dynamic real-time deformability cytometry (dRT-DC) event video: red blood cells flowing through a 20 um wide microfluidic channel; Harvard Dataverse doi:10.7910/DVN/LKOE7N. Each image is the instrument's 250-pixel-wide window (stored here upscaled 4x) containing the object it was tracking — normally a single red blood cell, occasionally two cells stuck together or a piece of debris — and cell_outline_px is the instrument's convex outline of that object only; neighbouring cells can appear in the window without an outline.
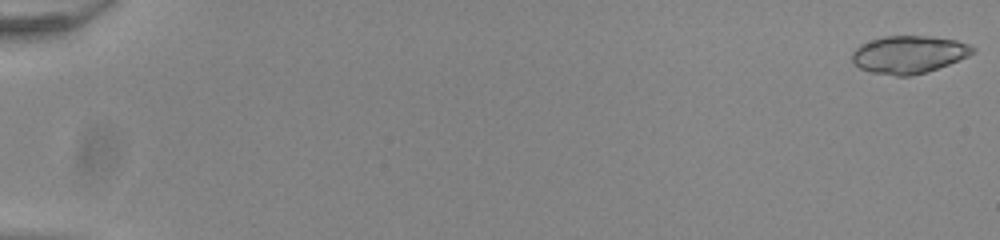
{"species": "common noctule bat (a hibernating species)", "species_latin": "Nyctalus noctula", "temperature_condition": "room temperature", "stored_images_in_passage": 18, "camera_frame_rate_fps": 3000, "um_per_image_px": 0.085, "animal": {"sex": "male", "body_mass_g": 20.0, "forearm_length_mm": 53.3}, "frame": {"image": 1, "passage_image": 1, "time_ms": 0.0, "image_size_px": [1000, 240], "cell_outline_px": [[976, 48], [968, 56], [948, 64], [912, 76], [896, 76], [872, 72], [860, 68], [852, 64], [852, 52], [860, 44], [884, 36], [932, 36], [956, 40], [968, 44]], "centroid_in_image_um": [77.22, 4.63], "position_along_channel_um": 7.8, "area_um2": 26.3}}
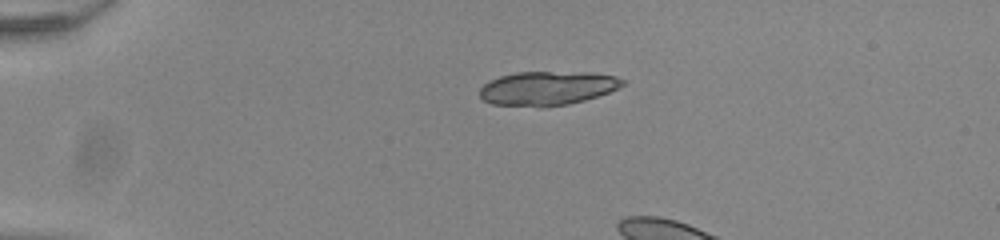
{"frame": {"image": 2, "passage_image": 14, "time_ms": 4.333, "image_size_px": [1000, 240], "cell_outline_px": [[624, 84], [608, 92], [584, 100], [568, 104], [544, 108], [540, 108], [492, 104], [484, 100], [480, 96], [480, 88], [488, 80], [500, 76], [516, 72], [588, 72], [616, 76], [624, 80]], "centroid_in_image_um": [46.48, 7.51], "position_along_channel_um": 38.5, "area_um2": 28.5}}